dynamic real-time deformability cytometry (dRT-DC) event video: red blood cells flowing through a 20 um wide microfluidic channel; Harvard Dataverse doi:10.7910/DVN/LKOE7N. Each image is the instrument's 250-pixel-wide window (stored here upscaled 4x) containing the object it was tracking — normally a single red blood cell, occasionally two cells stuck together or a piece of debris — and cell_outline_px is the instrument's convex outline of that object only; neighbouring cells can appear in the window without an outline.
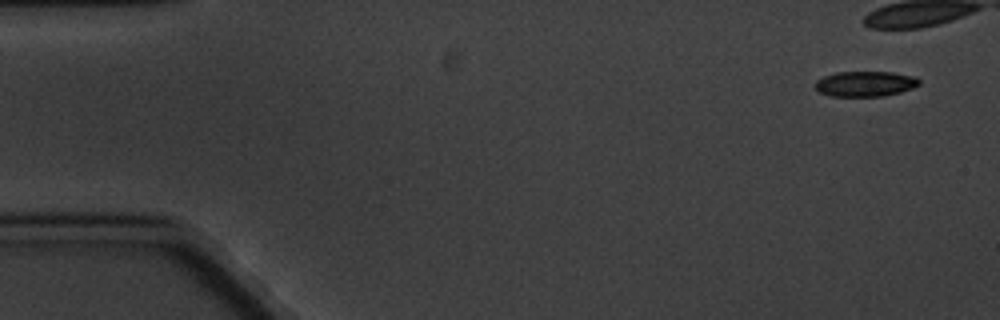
{"species": "common noctule bat (a hibernating species)", "species_latin": "Nyctalus noctula", "temperature_condition": "cold", "stored_images_in_passage": 7, "camera_frame_rate_fps": 3000, "um_per_image_px": 0.085, "animal": {"sex": "male", "body_mass_g": 20.1, "forearm_length_mm": 53.5}, "frame": {"image": 1, "passage_image": 1, "time_ms": 0.0, "image_size_px": [1000, 320], "cell_outline_px": [[920, 84], [912, 88], [900, 92], [884, 96], [832, 96], [820, 92], [816, 88], [816, 80], [824, 76], [836, 72], [892, 72], [916, 76], [920, 80]], "centroid_in_image_um": [73.58, 7.12], "position_along_channel_um": 11.4, "area_um2": 15.32}}